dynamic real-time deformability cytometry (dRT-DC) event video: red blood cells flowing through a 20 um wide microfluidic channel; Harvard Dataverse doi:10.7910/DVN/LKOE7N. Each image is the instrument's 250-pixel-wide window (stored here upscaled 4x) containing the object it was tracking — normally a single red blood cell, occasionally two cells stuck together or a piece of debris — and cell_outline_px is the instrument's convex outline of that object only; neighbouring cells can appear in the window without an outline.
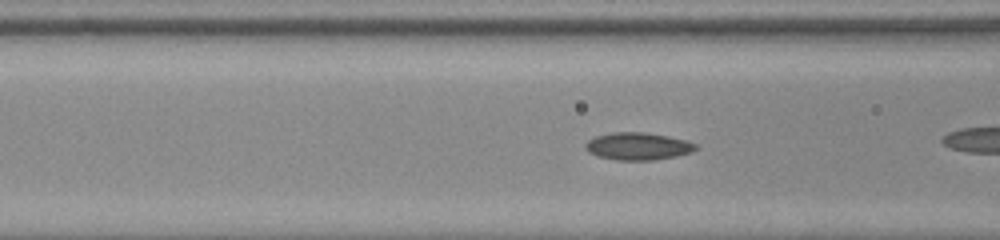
{"species": "common noctule bat (a hibernating species)", "species_latin": "Nyctalus noctula", "temperature_condition": "room temperature", "stored_images_in_passage": 30, "camera_frame_rate_fps": 3000, "um_per_image_px": 0.085, "animal": {"sex": "male", "body_mass_g": 20.0, "forearm_length_mm": 53.3}, "frame": {"image": 1, "passage_image": 9, "time_ms": 2.667, "image_size_px": [1000, 240], "cell_outline_px": [[696, 148], [692, 152], [676, 156], [656, 160], [616, 160], [596, 156], [588, 152], [584, 148], [584, 144], [588, 140], [596, 136], [612, 132], [644, 132], [668, 136], [684, 140], [696, 144]], "centroid_in_image_um": [54.17, 12.43], "position_along_channel_um": 112.4, "area_um2": 17.69}}